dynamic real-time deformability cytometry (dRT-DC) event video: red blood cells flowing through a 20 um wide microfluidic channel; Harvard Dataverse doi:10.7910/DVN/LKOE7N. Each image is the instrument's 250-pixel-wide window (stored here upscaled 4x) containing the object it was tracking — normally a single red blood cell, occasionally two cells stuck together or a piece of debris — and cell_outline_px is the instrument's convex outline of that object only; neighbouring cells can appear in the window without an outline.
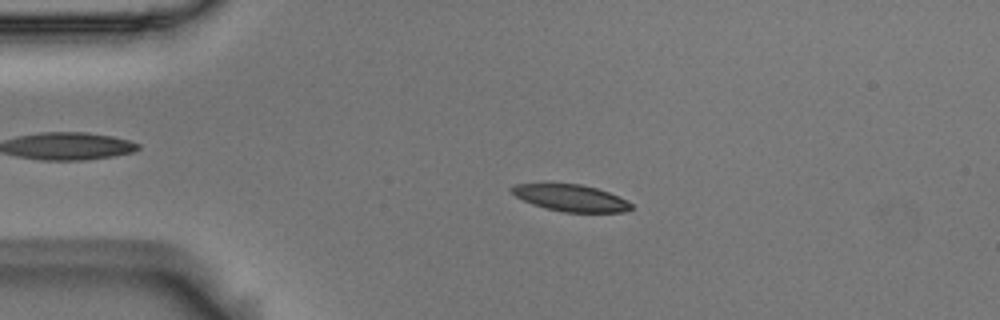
{"species": "Egyptian fruit bat (a non-hibernating species)", "species_latin": "Rousettus aegyptiacus", "temperature_condition": "room temperature", "stored_images_in_passage": 46, "camera_frame_rate_fps": 3000, "um_per_image_px": 0.085, "animal": {"sex": "male"}, "frame": {"image": 1, "passage_image": 3, "time_ms": 0.667, "image_size_px": [1000, 320], "cell_outline_px": [[632, 208], [624, 212], [564, 212], [544, 208], [532, 204], [516, 196], [508, 188], [516, 184], [580, 184], [596, 188], [620, 196], [632, 204]], "centroid_in_image_um": [48.53, 16.83], "position_along_channel_um": 36.5, "area_um2": 18.5}}
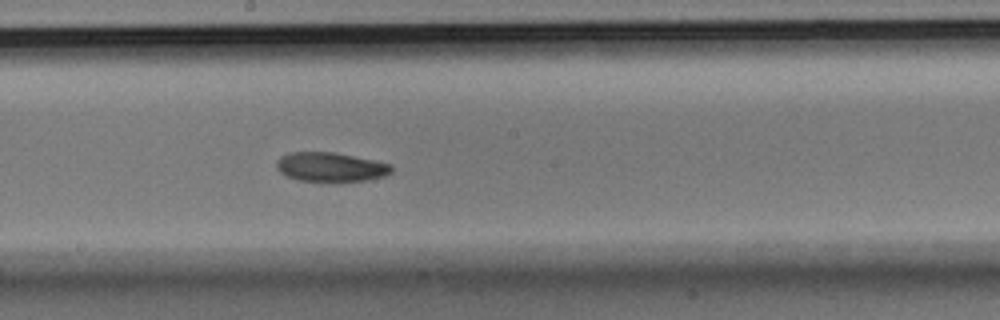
{"frame": {"image": 2, "passage_image": 21, "time_ms": 6.667, "image_size_px": [1000, 320], "cell_outline_px": [[392, 172], [384, 176], [368, 180], [332, 184], [296, 180], [280, 172], [276, 168], [276, 160], [280, 156], [288, 152], [336, 152], [376, 160], [392, 164]], "centroid_in_image_um": [28.11, 14.23], "position_along_channel_um": 220.1, "area_um2": 20.58}}
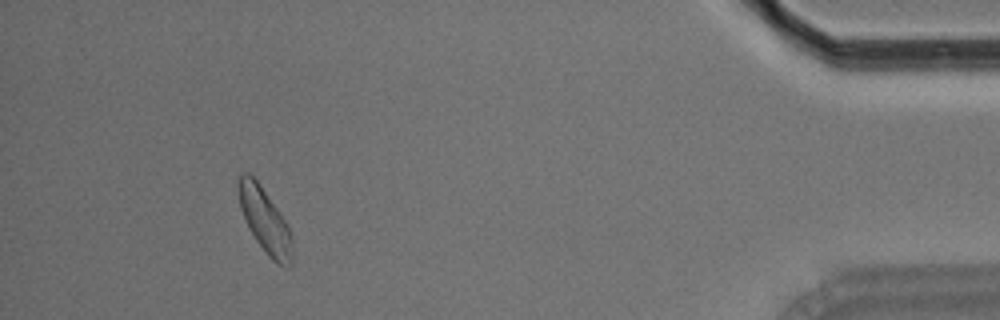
{"frame": {"image": 3, "passage_image": 42, "time_ms": 13.667, "image_size_px": [1000, 320], "cell_outline_px": [[292, 264], [288, 268], [276, 264], [268, 256], [256, 240], [248, 228], [240, 208], [236, 188], [240, 172], [248, 172], [256, 180], [276, 208], [284, 220], [292, 236]], "centroid_in_image_um": [22.48, 18.76], "position_along_channel_um": 412.7, "area_um2": 20.23}, "authors_computed_cell_mechanics": {"area_um2": 20.1144, "velocity_mm_per_s": 3.6321, "shape_relaxation_time_tau1_ms": 6.143, "shape_relaxation_time_tau2_ms": null, "deformation_change_tau1": 0.1246, "deformation_change_tau2": null}}